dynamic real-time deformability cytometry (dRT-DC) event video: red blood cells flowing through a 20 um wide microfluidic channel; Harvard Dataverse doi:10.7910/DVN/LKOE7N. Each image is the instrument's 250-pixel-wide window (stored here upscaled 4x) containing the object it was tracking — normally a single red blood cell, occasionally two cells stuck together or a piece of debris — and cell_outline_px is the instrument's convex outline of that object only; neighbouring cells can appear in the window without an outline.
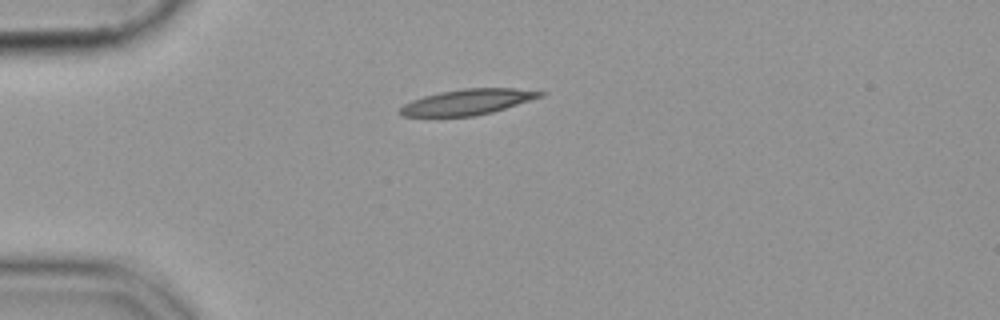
{"species": "common noctule bat (a hibernating species)", "species_latin": "Nyctalus noctula", "temperature_condition": "cold", "stored_images_in_passage": 35, "camera_frame_rate_fps": 3000, "um_per_image_px": 0.085, "animal": {"sex": "female", "body_mass_g": 19.9}, "frame": {"image": 1, "passage_image": 1, "time_ms": 0.0, "image_size_px": [1000, 320], "cell_outline_px": [[548, 92], [544, 96], [492, 112], [476, 116], [404, 116], [400, 112], [400, 108], [404, 104], [412, 100], [424, 96], [440, 92], [460, 88], [512, 88]], "centroid_in_image_um": [39.79, 8.65], "position_along_channel_um": 45.2, "area_um2": 20.81}}
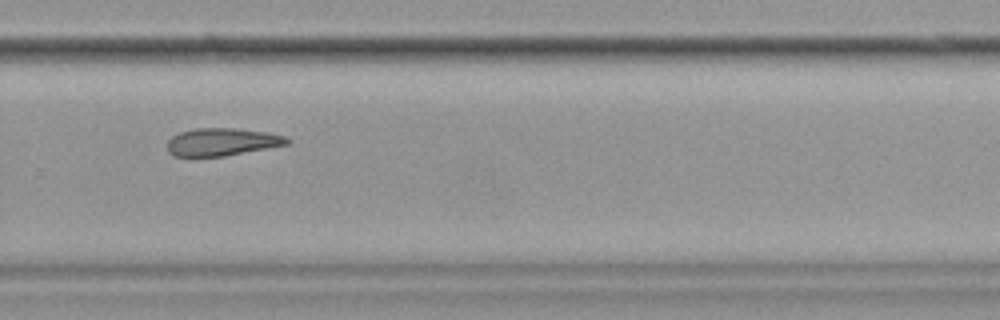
{"frame": {"image": 2, "passage_image": 25, "time_ms": 8.0, "image_size_px": [1000, 320], "cell_outline_px": [[292, 140], [288, 144], [224, 156], [172, 156], [168, 152], [168, 140], [172, 136], [180, 132], [196, 128], [236, 128], [268, 132], [284, 136]], "centroid_in_image_um": [18.87, 12.05], "position_along_channel_um": 310.9, "area_um2": 19.25}}
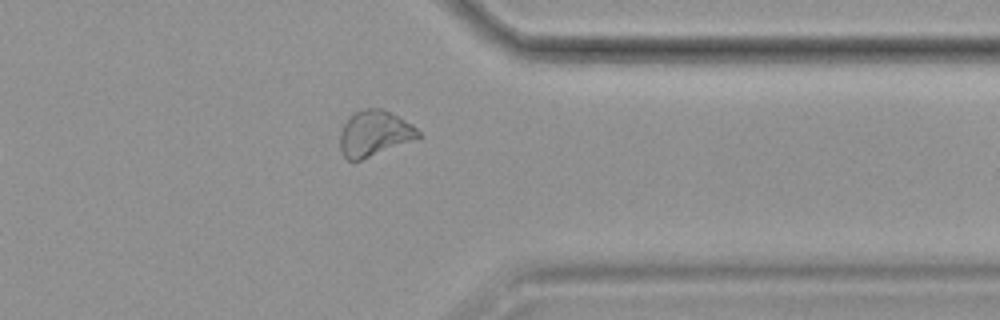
{"frame": {"image": 3, "passage_image": 31, "time_ms": 10.0, "image_size_px": [1000, 320], "cell_outline_px": [[424, 136], [360, 160], [348, 160], [340, 152], [340, 132], [348, 116], [360, 108], [384, 108], [412, 124]], "centroid_in_image_um": [31.81, 11.31], "position_along_channel_um": 379.6, "area_um2": 20.98}}